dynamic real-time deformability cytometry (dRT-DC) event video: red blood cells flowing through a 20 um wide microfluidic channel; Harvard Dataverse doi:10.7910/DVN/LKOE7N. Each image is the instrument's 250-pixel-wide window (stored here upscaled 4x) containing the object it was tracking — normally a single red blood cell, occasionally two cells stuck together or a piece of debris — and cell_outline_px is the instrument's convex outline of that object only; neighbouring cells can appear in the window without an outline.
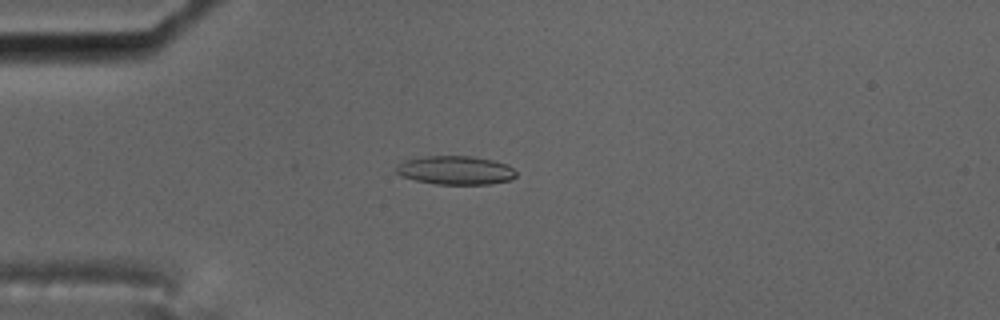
{"species": "common noctule bat (a hibernating species)", "species_latin": "Nyctalus noctula", "temperature_condition": "cold", "stored_images_in_passage": 5, "camera_frame_rate_fps": 3000, "um_per_image_px": 0.085, "animal": {"sex": "male", "body_mass_g": 17.5, "forearm_length_mm": 52.3}, "frame": {"image": 1, "passage_image": 3, "time_ms": 3.0, "image_size_px": [1000, 320], "cell_outline_px": [[516, 176], [512, 180], [488, 184], [436, 184], [416, 180], [404, 176], [396, 172], [396, 168], [404, 160], [424, 156], [472, 156], [492, 160], [508, 164], [516, 172]], "centroid_in_image_um": [38.76, 14.47], "position_along_channel_um": 46.2, "area_um2": 19.94}}